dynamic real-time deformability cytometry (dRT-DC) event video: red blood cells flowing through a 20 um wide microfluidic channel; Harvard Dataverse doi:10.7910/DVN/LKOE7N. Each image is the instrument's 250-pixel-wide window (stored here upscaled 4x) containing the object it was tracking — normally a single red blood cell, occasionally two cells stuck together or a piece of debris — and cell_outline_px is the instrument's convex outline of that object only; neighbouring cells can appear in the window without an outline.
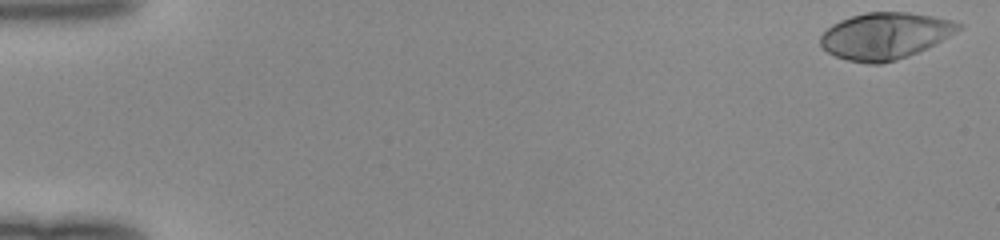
{"species": "human", "species_latin": "Homo sapiens", "temperature_condition": "room temperature", "stored_images_in_passage": 49, "camera_frame_rate_fps": 3000, "um_per_image_px": 0.085, "donor": {"sex": "female"}, "frame": {"image": 1, "passage_image": 1, "time_ms": 0.0, "image_size_px": [1000, 240], "cell_outline_px": [[964, 28], [908, 56], [896, 60], [880, 64], [868, 64], [848, 60], [836, 56], [828, 52], [820, 44], [820, 36], [832, 24], [840, 20], [864, 12], [908, 12], [932, 16], [952, 20], [964, 24]], "centroid_in_image_um": [75.23, 3.04], "position_along_channel_um": 9.8, "area_um2": 37.22}}
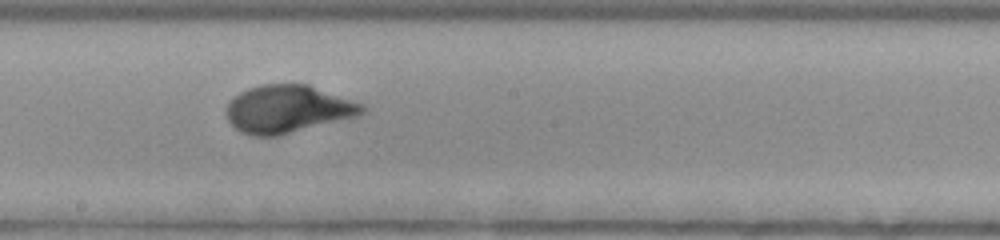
{"frame": {"image": 2, "passage_image": 28, "time_ms": 9.0, "image_size_px": [1000, 240], "cell_outline_px": [[368, 108], [360, 116], [280, 136], [252, 136], [240, 132], [228, 120], [228, 104], [232, 96], [248, 88], [264, 84], [308, 84], [364, 104]], "centroid_in_image_um": [24.51, 9.28], "position_along_channel_um": 223.7, "area_um2": 38.09}}
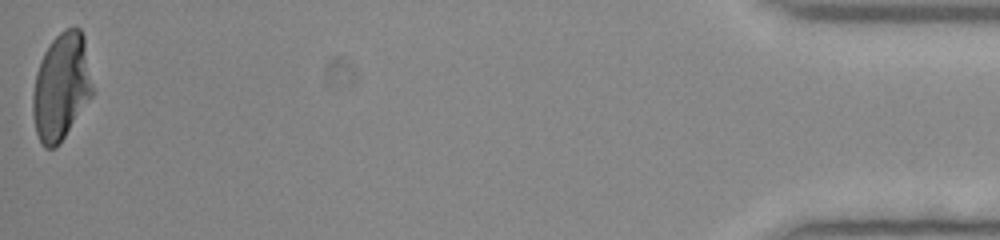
{"frame": {"image": 3, "passage_image": 49, "time_ms": 16.0, "image_size_px": [1000, 240], "cell_outline_px": [[92, 96], [60, 144], [56, 148], [44, 148], [40, 144], [36, 132], [32, 112], [32, 92], [36, 72], [40, 60], [44, 52], [52, 40], [64, 28], [80, 28], [84, 36], [92, 84]], "centroid_in_image_um": [5.18, 7.4], "position_along_channel_um": 430.0, "area_um2": 37.4}}